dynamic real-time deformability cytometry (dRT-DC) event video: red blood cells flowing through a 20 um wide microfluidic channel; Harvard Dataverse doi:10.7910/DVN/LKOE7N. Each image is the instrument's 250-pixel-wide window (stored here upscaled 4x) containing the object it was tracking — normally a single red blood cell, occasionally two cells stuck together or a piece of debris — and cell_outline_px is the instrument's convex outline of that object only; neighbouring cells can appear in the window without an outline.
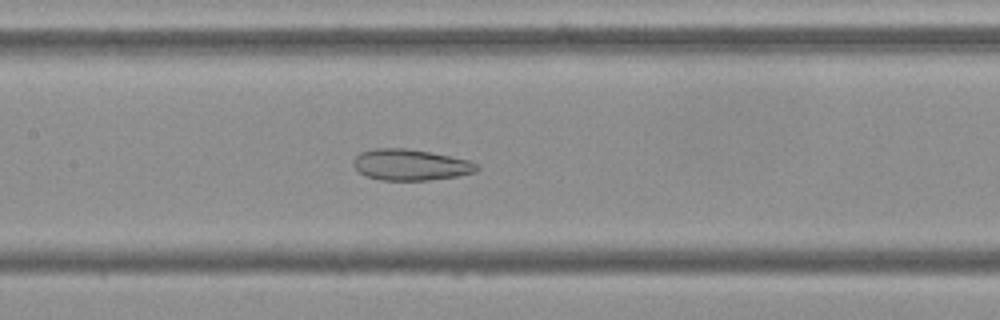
{"species": "Egyptian fruit bat (a non-hibernating species)", "species_latin": "Rousettus aegyptiacus", "temperature_condition": "cold", "stored_images_in_passage": 55, "camera_frame_rate_fps": 3000, "um_per_image_px": 0.085, "frame": {"image": 1, "passage_image": 25, "time_ms": 8.0, "image_size_px": [1000, 320], "cell_outline_px": [[480, 168], [476, 172], [456, 176], [428, 180], [380, 180], [368, 176], [360, 172], [352, 164], [352, 160], [360, 152], [376, 148], [404, 148], [428, 152], [468, 160], [476, 164]], "centroid_in_image_um": [34.87, 14.01], "position_along_channel_um": 172.5, "area_um2": 22.14}}
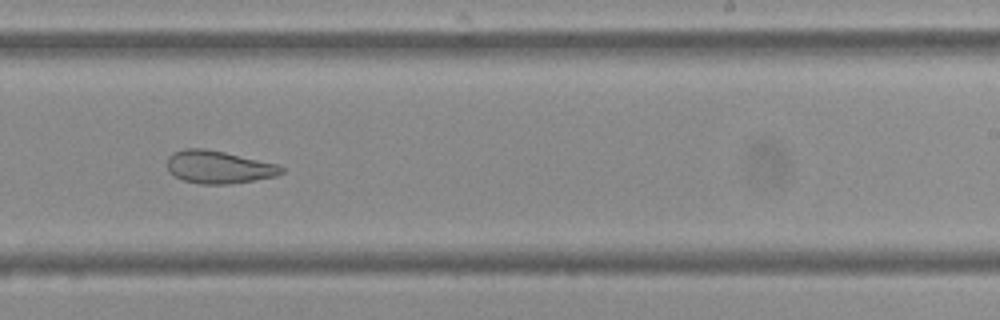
{"frame": {"image": 2, "passage_image": 33, "time_ms": 10.667, "image_size_px": [1000, 320], "cell_outline_px": [[284, 172], [276, 176], [228, 184], [200, 184], [184, 180], [176, 176], [168, 168], [168, 156], [172, 152], [184, 148], [204, 148], [224, 152], [280, 164], [284, 168]], "centroid_in_image_um": [18.61, 14.19], "position_along_channel_um": 270.4, "area_um2": 21.73}}
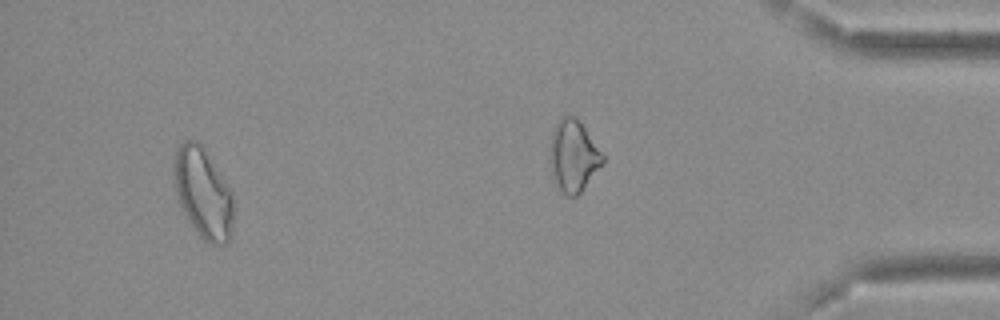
{"frame": {"image": 3, "passage_image": 51, "time_ms": 16.667, "image_size_px": [1000, 320], "cell_outline_px": [[232, 236], [228, 244], [208, 244], [196, 232], [188, 220], [180, 204], [176, 192], [172, 172], [176, 152], [180, 144], [184, 140], [196, 140], [200, 144], [232, 188]], "centroid_in_image_um": [17.27, 16.43], "position_along_channel_um": 417.9, "area_um2": 31.44}, "authors_computed_cell_mechanics": {"area_um2": 26.9926, "velocity_mm_per_s": 3.6875, "shape_relaxation_time_tau1_ms": null, "shape_relaxation_time_tau2_ms": 2.26, "deformation_change_tau1": null, "deformation_change_tau2": 0.1015}}